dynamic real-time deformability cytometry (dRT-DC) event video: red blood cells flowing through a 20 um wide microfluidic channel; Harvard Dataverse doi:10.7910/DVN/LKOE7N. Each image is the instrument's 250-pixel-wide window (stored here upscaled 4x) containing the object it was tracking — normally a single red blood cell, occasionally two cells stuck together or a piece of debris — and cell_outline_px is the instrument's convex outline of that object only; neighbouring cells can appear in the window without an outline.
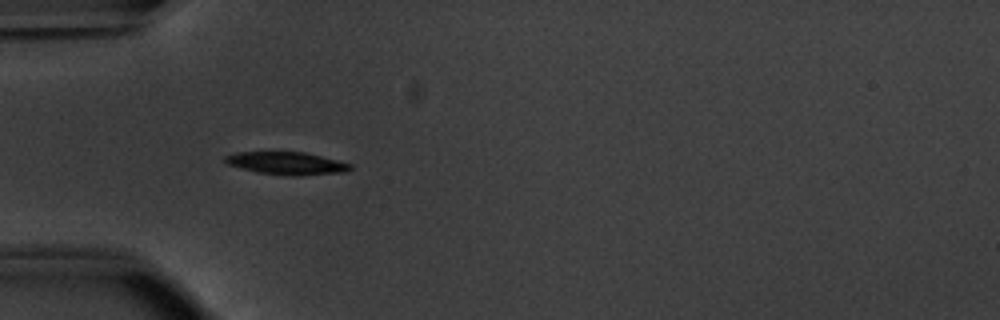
{"species": "common noctule bat (a hibernating species)", "species_latin": "Nyctalus noctula", "temperature_condition": "warm", "stored_images_in_passage": 37, "camera_frame_rate_fps": 3000, "um_per_image_px": 0.085, "animal": {"sex": "male", "body_mass_g": 20.1, "forearm_length_mm": 53.5}, "frame": {"image": 1, "passage_image": 1, "time_ms": 0.0, "image_size_px": [1000, 320], "cell_outline_px": [[352, 168], [344, 172], [300, 176], [288, 176], [256, 172], [228, 164], [224, 160], [224, 156], [236, 152], [304, 152], [352, 164]], "centroid_in_image_um": [24.36, 13.88], "position_along_channel_um": 60.6, "area_um2": 16.47}}
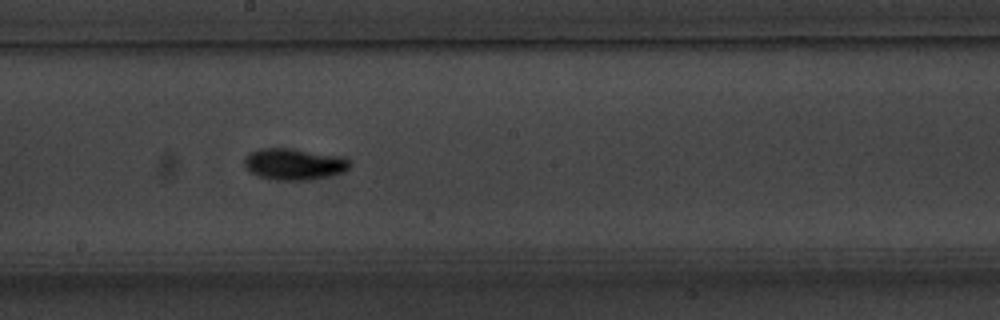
{"frame": {"image": 2, "passage_image": 14, "time_ms": 4.333, "image_size_px": [1000, 320], "cell_outline_px": [[352, 164], [348, 168], [340, 172], [328, 176], [308, 180], [276, 180], [260, 176], [252, 172], [244, 164], [244, 156], [248, 152], [260, 148], [292, 148], [340, 156], [348, 160]], "centroid_in_image_um": [24.96, 13.93], "position_along_channel_um": 223.2, "area_um2": 19.19}}
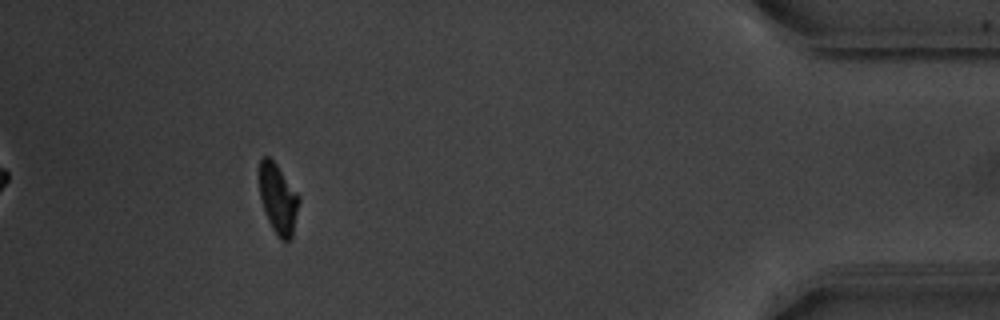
{"frame": {"image": 3, "passage_image": 33, "time_ms": 10.667, "image_size_px": [1000, 320], "cell_outline_px": [[300, 200], [292, 236], [288, 240], [280, 240], [272, 228], [268, 220], [260, 200], [260, 160], [264, 156], [268, 156], [276, 164], [300, 196]], "centroid_in_image_um": [23.65, 16.91], "position_along_channel_um": 411.6, "area_um2": 15.95}, "authors_computed_cell_mechanics": {"area_um2": 17.2244, "velocity_mm_per_s": 3.8179, "shape_relaxation_time_tau1_ms": 2.3838, "shape_relaxation_time_tau2_ms": null, "deformation_change_tau1": 0.1351, "deformation_change_tau2": null}}